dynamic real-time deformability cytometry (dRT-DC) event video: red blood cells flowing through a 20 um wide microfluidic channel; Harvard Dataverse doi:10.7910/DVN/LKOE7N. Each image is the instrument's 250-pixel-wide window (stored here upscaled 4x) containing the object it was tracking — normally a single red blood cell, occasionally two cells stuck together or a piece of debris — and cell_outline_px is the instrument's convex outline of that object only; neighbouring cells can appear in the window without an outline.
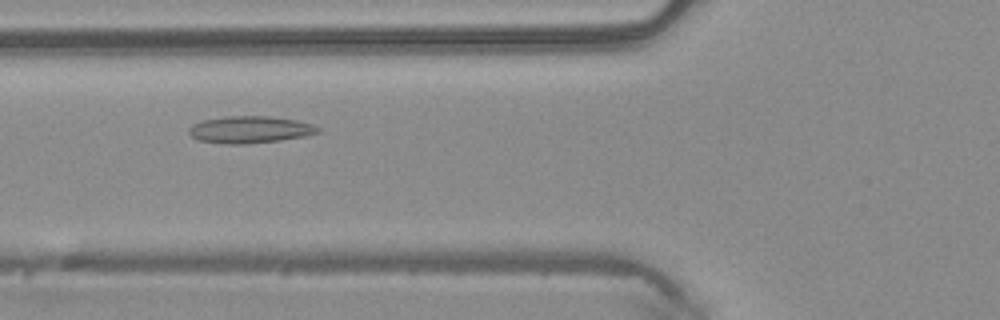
{"species": "common noctule bat (a hibernating species)", "species_latin": "Nyctalus noctula", "temperature_condition": "warm", "stored_images_in_passage": 33, "camera_frame_rate_fps": 3000, "um_per_image_px": 0.085, "animal": {"sex": "male", "body_mass_g": 20.4}, "frame": {"image": 1, "passage_image": 5, "time_ms": 1.333, "image_size_px": [1000, 320], "cell_outline_px": [[320, 132], [304, 136], [280, 140], [244, 144], [228, 144], [196, 140], [188, 132], [188, 128], [192, 124], [200, 120], [224, 116], [268, 116], [296, 120], [312, 124], [320, 128]], "centroid_in_image_um": [21.2, 11.01], "position_along_channel_um": 104.6, "area_um2": 20.4}}
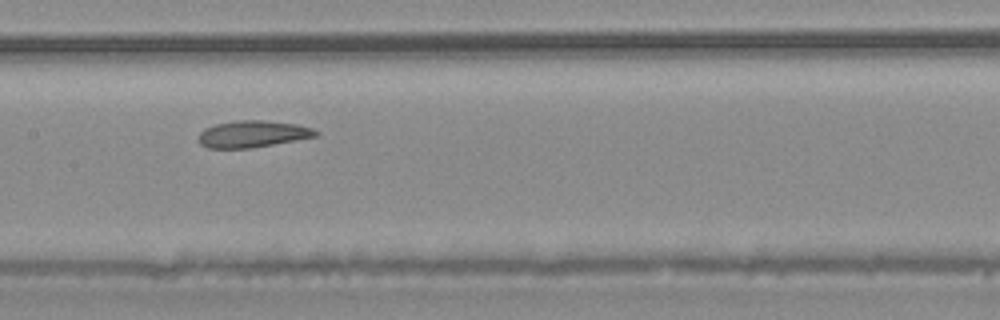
{"frame": {"image": 2, "passage_image": 11, "time_ms": 3.333, "image_size_px": [1000, 320], "cell_outline_px": [[320, 132], [316, 136], [296, 140], [252, 148], [208, 148], [200, 144], [196, 140], [200, 132], [204, 128], [216, 124], [236, 120], [260, 120], [296, 124], [312, 128]], "centroid_in_image_um": [21.43, 11.39], "position_along_channel_um": 186.0, "area_um2": 18.32}}
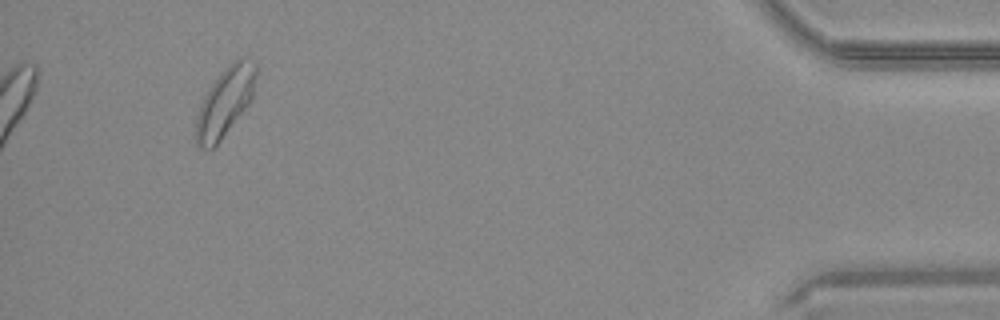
{"frame": {"image": 3, "passage_image": 33, "time_ms": 10.667, "image_size_px": [1000, 320], "cell_outline_px": [[256, 76], [252, 96], [248, 104], [220, 140], [208, 152], [200, 148], [196, 144], [196, 116], [204, 96], [208, 88], [224, 68], [228, 64], [240, 56], [252, 60], [256, 64]], "centroid_in_image_um": [19.11, 8.65], "position_along_channel_um": 416.1, "area_um2": 23.87}, "authors_computed_cell_mechanics": {"area_um2": 18.7272, "velocity_mm_per_s": 4.0637, "shape_relaxation_time_tau1_ms": 6.1069, "shape_relaxation_time_tau2_ms": 4.3071, "deformation_change_tau1": 0.1368, "deformation_change_tau2": 0.131}}